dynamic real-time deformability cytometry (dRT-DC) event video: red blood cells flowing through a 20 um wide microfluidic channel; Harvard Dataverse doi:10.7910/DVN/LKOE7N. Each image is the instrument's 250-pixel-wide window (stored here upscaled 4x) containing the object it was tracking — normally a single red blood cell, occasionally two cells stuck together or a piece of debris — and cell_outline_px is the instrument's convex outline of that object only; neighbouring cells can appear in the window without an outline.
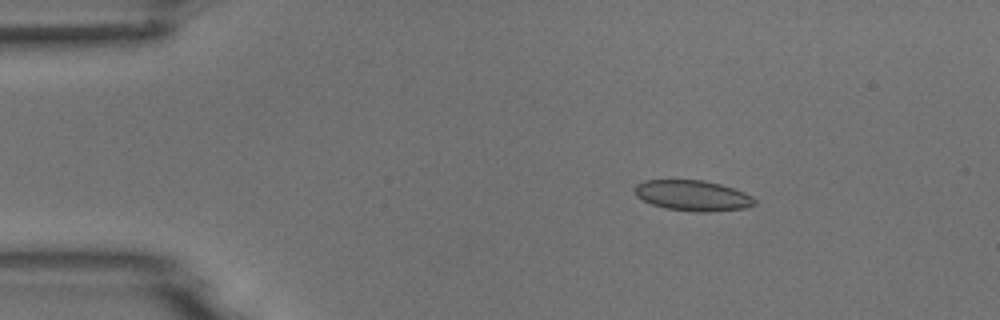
{"species": "common noctule bat (a hibernating species)", "species_latin": "Nyctalus noctula", "temperature_condition": "room temperature", "stored_images_in_passage": 5, "camera_frame_rate_fps": 3000, "um_per_image_px": 0.085, "animal": {"sex": "male", "body_mass_g": 18.8}, "frame": {"image": 1, "passage_image": 3, "time_ms": 2.333, "image_size_px": [1000, 320], "cell_outline_px": [[756, 204], [744, 208], [704, 212], [696, 212], [664, 208], [652, 204], [636, 196], [632, 188], [636, 184], [644, 180], [704, 180], [720, 184], [744, 192], [752, 196], [756, 200]], "centroid_in_image_um": [58.85, 16.62], "position_along_channel_um": 26.2, "area_um2": 21.39}}
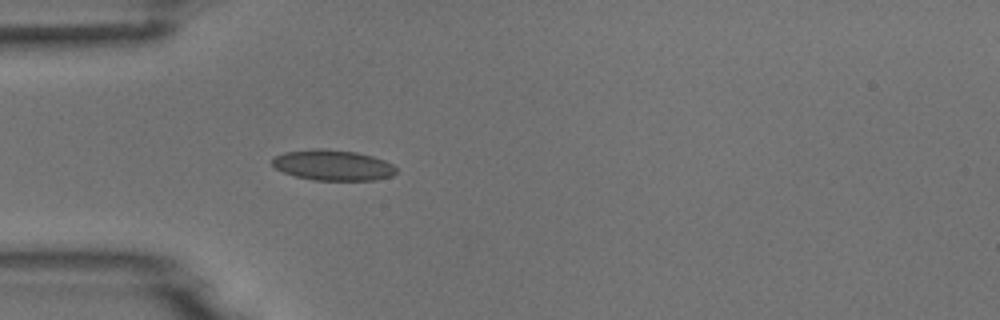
{"frame": {"image": 2, "passage_image": 5, "time_ms": 4.667, "image_size_px": [1000, 320], "cell_outline_px": [[396, 172], [392, 176], [376, 180], [312, 180], [296, 176], [284, 172], [276, 168], [272, 164], [272, 160], [276, 156], [284, 152], [312, 148], [320, 148], [356, 152], [372, 156], [384, 160], [392, 164], [396, 168]], "centroid_in_image_um": [28.3, 14.04], "position_along_channel_um": 56.7, "area_um2": 22.08}}